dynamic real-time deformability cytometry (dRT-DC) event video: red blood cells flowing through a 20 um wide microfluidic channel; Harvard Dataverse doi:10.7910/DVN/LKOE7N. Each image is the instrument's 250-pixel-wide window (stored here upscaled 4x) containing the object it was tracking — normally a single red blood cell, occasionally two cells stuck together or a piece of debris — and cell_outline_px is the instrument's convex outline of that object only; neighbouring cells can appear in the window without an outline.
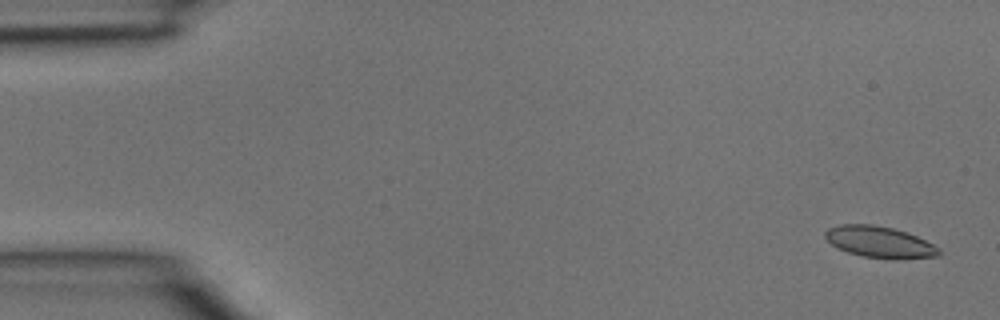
{"species": "common noctule bat (a hibernating species)", "species_latin": "Nyctalus noctula", "temperature_condition": "room temperature", "stored_images_in_passage": 3, "camera_frame_rate_fps": 3000, "um_per_image_px": 0.085, "animal": {"sex": "male", "body_mass_g": 15.6}, "frame": {"image": 1, "passage_image": 1, "time_ms": 0.0, "image_size_px": [1000, 320], "cell_outline_px": [[940, 256], [896, 260], [892, 260], [864, 256], [848, 252], [832, 244], [824, 236], [824, 232], [828, 228], [840, 224], [872, 224], [892, 228], [916, 236], [940, 248]], "centroid_in_image_um": [74.78, 20.58], "position_along_channel_um": 10.2, "area_um2": 20.75}}
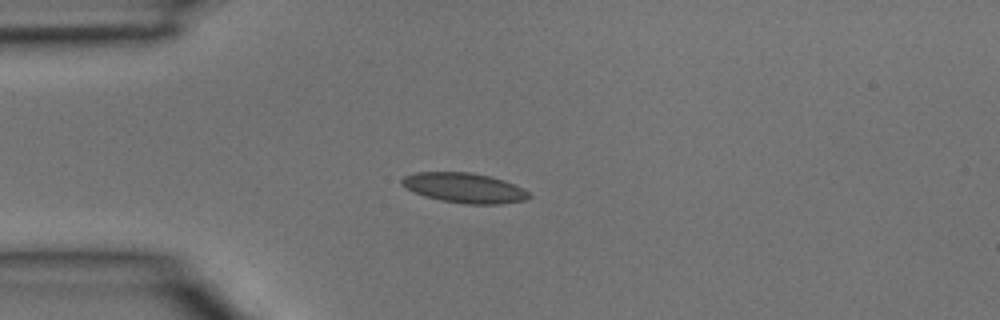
{"frame": {"image": 2, "passage_image": 3, "time_ms": 0.667, "image_size_px": [1000, 320], "cell_outline_px": [[532, 196], [524, 200], [500, 204], [464, 204], [440, 200], [416, 192], [400, 184], [400, 180], [404, 176], [416, 172], [472, 172], [504, 180], [524, 188]], "centroid_in_image_um": [39.49, 15.96], "position_along_channel_um": 45.5, "area_um2": 22.08}}